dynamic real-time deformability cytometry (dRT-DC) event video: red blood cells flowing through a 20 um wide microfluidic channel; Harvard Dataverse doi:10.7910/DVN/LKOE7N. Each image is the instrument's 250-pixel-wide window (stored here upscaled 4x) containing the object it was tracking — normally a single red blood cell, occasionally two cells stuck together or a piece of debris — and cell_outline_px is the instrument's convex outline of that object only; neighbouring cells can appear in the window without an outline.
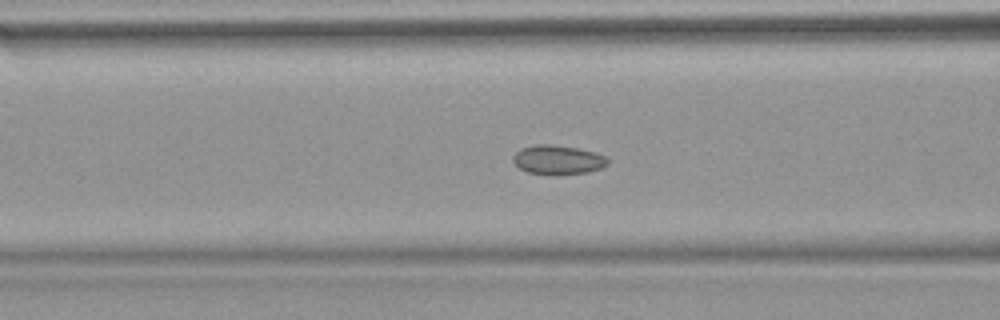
{"species": "common noctule bat (a hibernating species)", "species_latin": "Nyctalus noctula", "temperature_condition": "warm", "stored_images_in_passage": 42, "camera_frame_rate_fps": 3000, "um_per_image_px": 0.085, "animal": {"sex": "female", "body_mass_g": 18.4}, "frame": {"image": 1, "passage_image": 10, "time_ms": 3.0, "image_size_px": [1000, 320], "cell_outline_px": [[608, 164], [600, 168], [588, 172], [528, 172], [520, 168], [512, 160], [512, 156], [520, 148], [536, 144], [552, 144], [576, 148], [596, 152], [604, 156], [608, 160]], "centroid_in_image_um": [47.4, 13.53], "position_along_channel_um": 119.2, "area_um2": 15.43}}
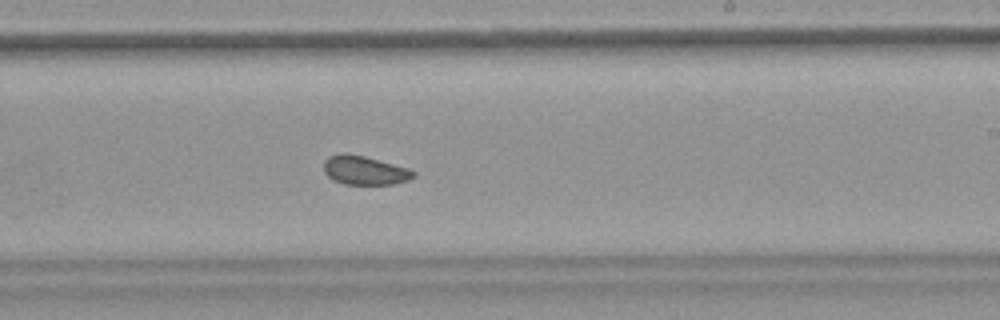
{"frame": {"image": 2, "passage_image": 21, "time_ms": 6.667, "image_size_px": [1000, 320], "cell_outline_px": [[416, 176], [408, 180], [392, 184], [344, 184], [328, 176], [324, 172], [324, 160], [328, 156], [340, 152], [348, 152], [364, 156], [408, 168], [416, 172]], "centroid_in_image_um": [30.98, 14.46], "position_along_channel_um": 258.0, "area_um2": 15.14}}
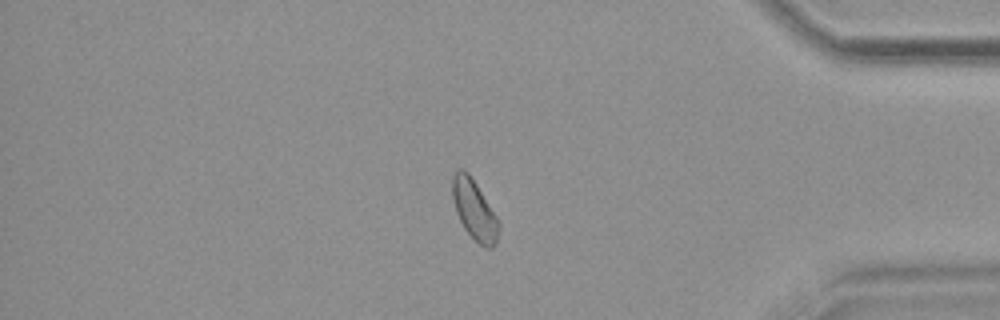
{"frame": {"image": 3, "passage_image": 34, "time_ms": 11.0, "image_size_px": [1000, 320], "cell_outline_px": [[500, 224], [496, 244], [492, 248], [484, 248], [464, 228], [456, 212], [452, 196], [452, 176], [460, 168], [464, 168], [468, 172], [476, 184], [496, 216]], "centroid_in_image_um": [40.31, 17.84], "position_along_channel_um": 394.9, "area_um2": 15.95}, "authors_computed_cell_mechanics": {"area_um2": 15.7505, "velocity_mm_per_s": 3.7987, "shape_relaxation_time_tau1_ms": null, "shape_relaxation_time_tau2_ms": 2.0126, "deformation_change_tau1": null, "deformation_change_tau2": 0.0605}}